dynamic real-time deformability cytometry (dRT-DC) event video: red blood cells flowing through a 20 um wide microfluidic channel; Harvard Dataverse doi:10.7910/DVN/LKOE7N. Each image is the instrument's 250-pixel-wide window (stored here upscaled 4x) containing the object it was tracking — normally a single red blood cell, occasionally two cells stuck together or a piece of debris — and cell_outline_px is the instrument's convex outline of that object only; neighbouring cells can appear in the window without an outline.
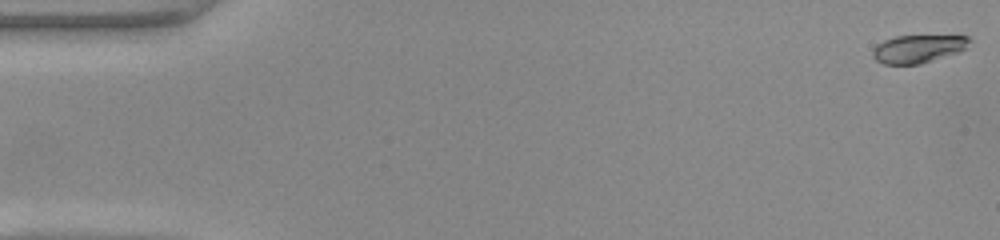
{"species": "common noctule bat (a hibernating species)", "species_latin": "Nyctalus noctula", "temperature_condition": "warm", "stored_images_in_passage": 50, "camera_frame_rate_fps": 3000, "um_per_image_px": 0.085, "animal": {"sex": "female", "body_mass_g": 22.0, "forearm_length_mm": 56.7}, "frame": {"image": 1, "passage_image": 1, "time_ms": 0.0, "image_size_px": [1000, 240], "cell_outline_px": [[972, 40], [960, 52], [920, 64], [884, 64], [876, 60], [872, 56], [872, 48], [876, 44], [884, 40], [896, 36], [968, 36]], "centroid_in_image_um": [78.01, 4.15], "position_along_channel_um": 7.0, "area_um2": 15.78}}
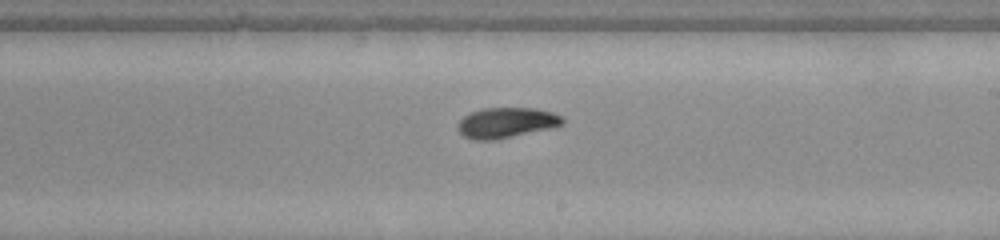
{"frame": {"image": 2, "passage_image": 29, "time_ms": 9.333, "image_size_px": [1000, 240], "cell_outline_px": [[564, 120], [560, 124], [496, 140], [472, 140], [464, 136], [456, 128], [456, 124], [464, 116], [472, 112], [484, 108], [536, 108], [552, 112], [560, 116]], "centroid_in_image_um": [42.93, 10.42], "position_along_channel_um": 246.1, "area_um2": 18.09}}
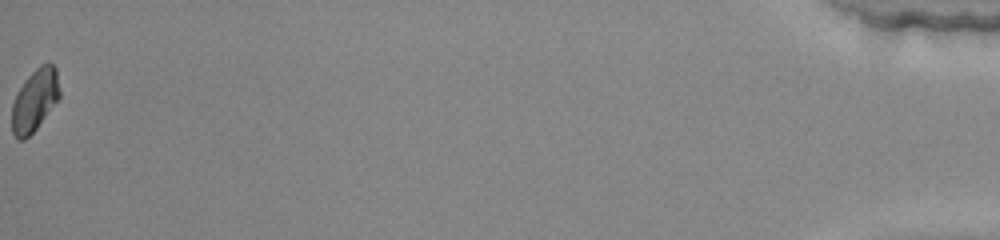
{"frame": {"image": 3, "passage_image": 50, "time_ms": 16.333, "image_size_px": [1000, 240], "cell_outline_px": [[60, 96], [36, 128], [24, 140], [20, 140], [12, 132], [12, 104], [24, 80], [40, 64], [48, 60], [56, 68], [60, 92]], "centroid_in_image_um": [2.96, 8.47], "position_along_channel_um": 432.2, "area_um2": 17.05}, "authors_computed_cell_mechanics": {"area_um2": 17.7735, "velocity_mm_per_s": 4.153, "shape_relaxation_time_tau1_ms": 3.5337, "shape_relaxation_time_tau2_ms": 2.0355, "deformation_change_tau1": 0.1225, "deformation_change_tau2": 0.0411}}